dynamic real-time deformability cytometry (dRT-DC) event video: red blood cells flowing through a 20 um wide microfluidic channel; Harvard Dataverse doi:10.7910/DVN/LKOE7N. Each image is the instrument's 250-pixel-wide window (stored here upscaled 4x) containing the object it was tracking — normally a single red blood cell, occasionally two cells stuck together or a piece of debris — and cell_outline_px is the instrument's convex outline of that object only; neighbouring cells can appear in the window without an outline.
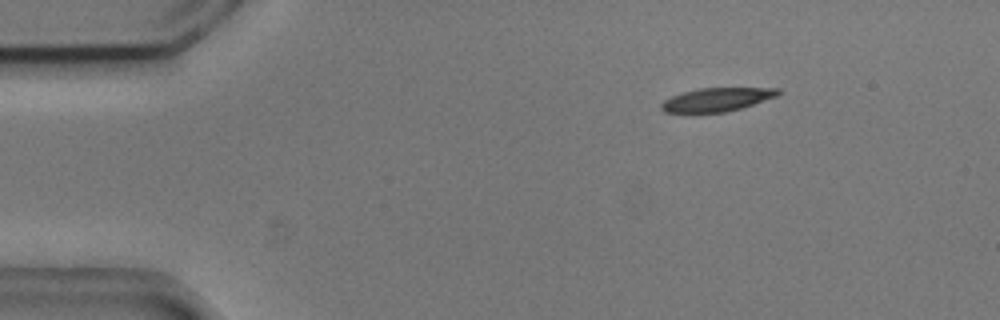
{"species": "common noctule bat (a hibernating species)", "species_latin": "Nyctalus noctula", "temperature_condition": "cold", "stored_images_in_passage": 5, "camera_frame_rate_fps": 3000, "um_per_image_px": 0.085, "animal": {"sex": "male", "body_mass_g": 20.5, "forearm_length_mm": 52.5}, "frame": {"image": 1, "passage_image": 3, "time_ms": 0.667, "image_size_px": [1000, 320], "cell_outline_px": [[780, 92], [776, 96], [740, 108], [724, 112], [664, 112], [660, 108], [660, 104], [664, 100], [672, 96], [684, 92], [700, 88], [780, 88]], "centroid_in_image_um": [60.9, 8.46], "position_along_channel_um": 24.1, "area_um2": 15.66}}